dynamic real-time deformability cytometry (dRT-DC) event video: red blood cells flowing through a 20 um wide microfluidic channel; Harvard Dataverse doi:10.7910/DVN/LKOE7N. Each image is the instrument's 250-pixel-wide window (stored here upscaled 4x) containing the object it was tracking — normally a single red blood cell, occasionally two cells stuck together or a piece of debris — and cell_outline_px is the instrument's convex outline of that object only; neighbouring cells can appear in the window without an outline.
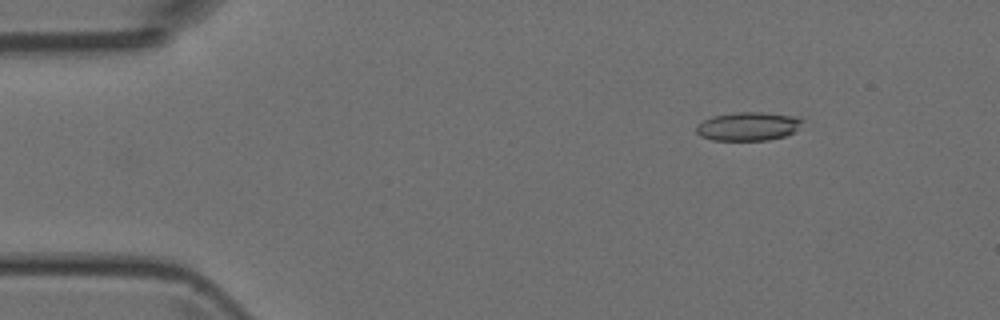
{"species": "Egyptian fruit bat (a non-hibernating species)", "species_latin": "Rousettus aegyptiacus", "temperature_condition": "room temperature", "stored_images_in_passage": 5, "camera_frame_rate_fps": 3000, "um_per_image_px": 0.085, "animal": {"sex": "female"}, "frame": {"image": 1, "passage_image": 2, "time_ms": 2.0, "image_size_px": [1000, 320], "cell_outline_px": [[804, 120], [792, 132], [784, 136], [768, 140], [712, 140], [700, 136], [696, 132], [696, 124], [712, 116], [736, 112], [764, 112], [796, 116]], "centroid_in_image_um": [63.55, 10.73], "position_along_channel_um": 21.5, "area_um2": 17.63}}
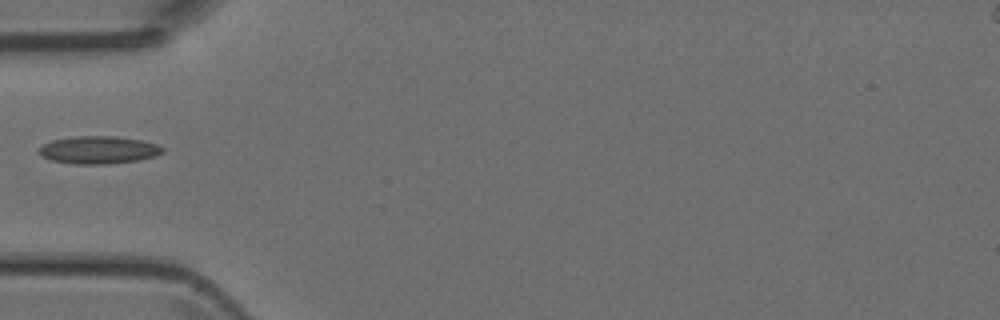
{"frame": {"image": 2, "passage_image": 5, "time_ms": 5.333, "image_size_px": [1000, 320], "cell_outline_px": [[164, 152], [156, 156], [136, 160], [108, 164], [76, 164], [52, 160], [40, 156], [40, 148], [44, 144], [52, 140], [76, 136], [112, 136], [140, 140], [160, 144], [164, 148]], "centroid_in_image_um": [8.42, 12.74], "position_along_channel_um": 76.6, "area_um2": 19.83}}